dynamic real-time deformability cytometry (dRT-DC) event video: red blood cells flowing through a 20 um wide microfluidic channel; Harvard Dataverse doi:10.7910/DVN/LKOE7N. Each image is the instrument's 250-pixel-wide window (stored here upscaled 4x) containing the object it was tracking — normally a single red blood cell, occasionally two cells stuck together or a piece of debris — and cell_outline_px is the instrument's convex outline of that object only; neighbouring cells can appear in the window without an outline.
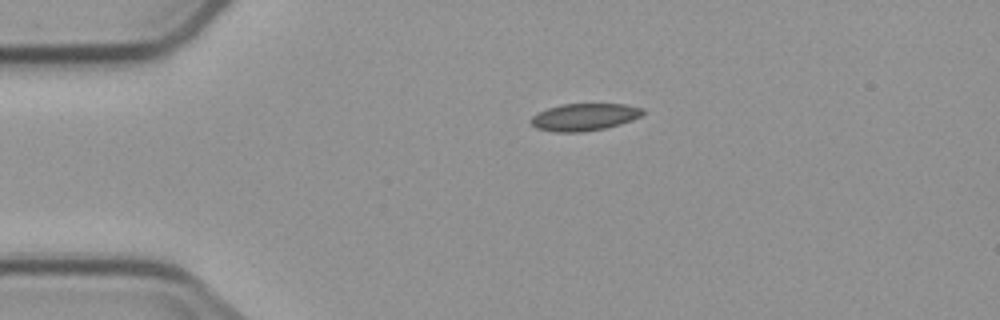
{"species": "common noctule bat (a hibernating species)", "species_latin": "Nyctalus noctula", "temperature_condition": "cold", "stored_images_in_passage": 4, "camera_frame_rate_fps": 3000, "um_per_image_px": 0.085, "animal": {"sex": "male", "body_mass_g": 23.1, "forearm_length_mm": 52.7}, "frame": {"image": 1, "passage_image": 4, "time_ms": 4.333, "image_size_px": [1000, 320], "cell_outline_px": [[644, 112], [640, 116], [632, 120], [620, 124], [604, 128], [580, 132], [556, 132], [536, 128], [528, 120], [536, 112], [560, 104], [624, 104], [644, 108]], "centroid_in_image_um": [49.63, 9.94], "position_along_channel_um": 35.4, "area_um2": 17.8}}